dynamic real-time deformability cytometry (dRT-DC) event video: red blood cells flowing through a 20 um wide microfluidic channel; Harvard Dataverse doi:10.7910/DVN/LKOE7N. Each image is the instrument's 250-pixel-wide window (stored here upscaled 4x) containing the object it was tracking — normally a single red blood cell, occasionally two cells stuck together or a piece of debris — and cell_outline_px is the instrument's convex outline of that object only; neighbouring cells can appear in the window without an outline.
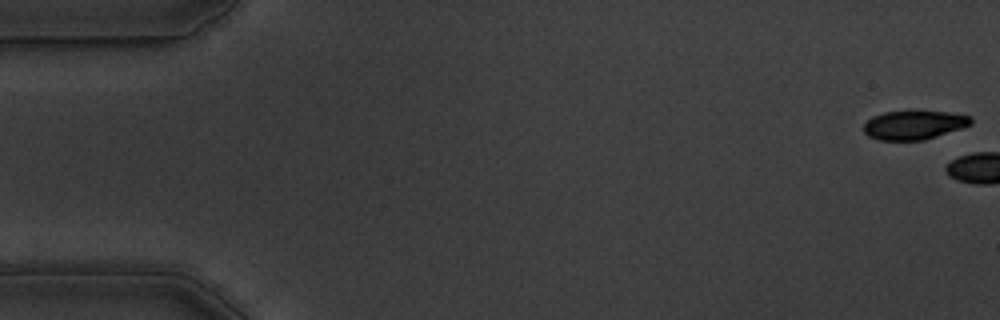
{"species": "common noctule bat (a hibernating species)", "species_latin": "Nyctalus noctula", "temperature_condition": "warm", "stored_images_in_passage": 4, "camera_frame_rate_fps": 3000, "um_per_image_px": 0.085, "animal": {"sex": "male", "body_mass_g": 19.5, "forearm_length_mm": 54.6}, "frame": {"image": 1, "passage_image": 1, "time_ms": 0.0, "image_size_px": [1000, 320], "cell_outline_px": [[972, 124], [924, 140], [880, 140], [868, 136], [864, 132], [864, 124], [872, 116], [884, 112], [948, 112], [972, 116]], "centroid_in_image_um": [77.68, 10.63], "position_along_channel_um": 7.3, "area_um2": 17.74}}